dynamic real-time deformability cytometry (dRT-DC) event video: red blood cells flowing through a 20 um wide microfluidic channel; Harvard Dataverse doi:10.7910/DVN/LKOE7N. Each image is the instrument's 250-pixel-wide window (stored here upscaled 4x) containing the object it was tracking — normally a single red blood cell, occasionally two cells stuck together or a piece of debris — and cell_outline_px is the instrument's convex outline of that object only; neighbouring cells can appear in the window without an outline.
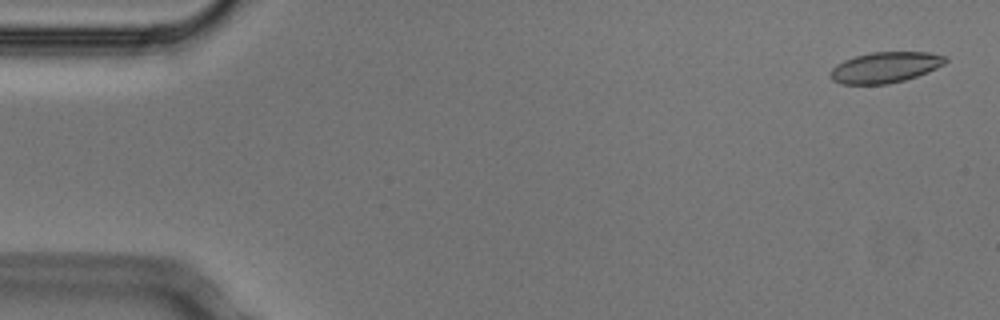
{"species": "Egyptian fruit bat (a non-hibernating species)", "species_latin": "Rousettus aegyptiacus", "temperature_condition": "cold", "stored_images_in_passage": 5, "camera_frame_rate_fps": 3000, "um_per_image_px": 0.085, "animal": {"sex": "male"}, "frame": {"image": 1, "passage_image": 1, "time_ms": 0.0, "image_size_px": [1000, 320], "cell_outline_px": [[948, 60], [944, 64], [928, 72], [904, 80], [888, 84], [840, 84], [832, 80], [828, 76], [828, 72], [836, 64], [844, 60], [856, 56], [872, 52], [928, 52], [944, 56]], "centroid_in_image_um": [75.19, 5.73], "position_along_channel_um": 9.8, "area_um2": 20.69}}
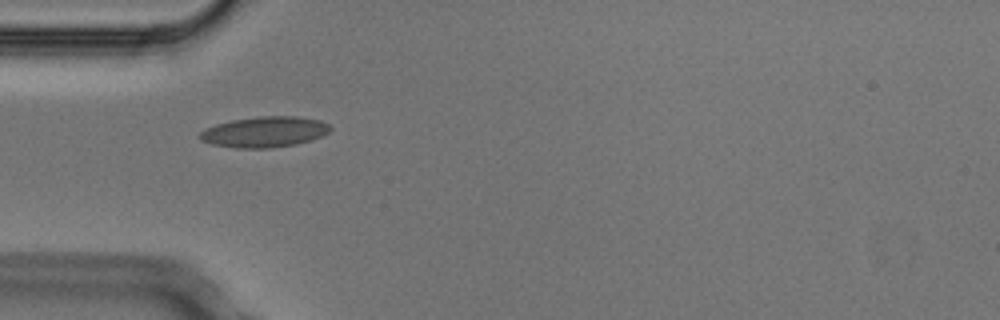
{"frame": {"image": 2, "passage_image": 4, "time_ms": 1.0, "image_size_px": [1000, 320], "cell_outline_px": [[332, 128], [324, 136], [312, 140], [296, 144], [272, 148], [236, 148], [212, 144], [200, 140], [200, 132], [204, 128], [216, 124], [232, 120], [260, 116], [296, 116], [320, 120], [328, 124]], "centroid_in_image_um": [22.5, 11.21], "position_along_channel_um": 62.5, "area_um2": 23.47}}
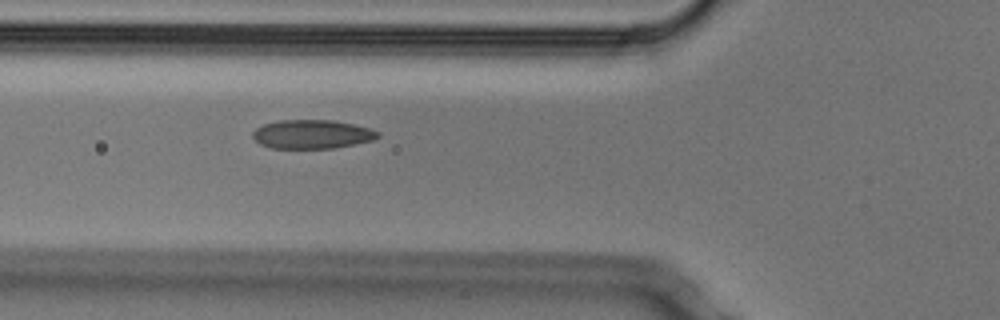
{"frame": {"image": 3, "passage_image": 5, "time_ms": 1.333, "image_size_px": [1000, 320], "cell_outline_px": [[380, 136], [372, 140], [336, 148], [272, 148], [260, 144], [252, 136], [252, 132], [256, 128], [264, 124], [280, 120], [332, 120], [372, 128], [380, 132]], "centroid_in_image_um": [26.54, 11.41], "position_along_channel_um": 99.3, "area_um2": 21.04}}